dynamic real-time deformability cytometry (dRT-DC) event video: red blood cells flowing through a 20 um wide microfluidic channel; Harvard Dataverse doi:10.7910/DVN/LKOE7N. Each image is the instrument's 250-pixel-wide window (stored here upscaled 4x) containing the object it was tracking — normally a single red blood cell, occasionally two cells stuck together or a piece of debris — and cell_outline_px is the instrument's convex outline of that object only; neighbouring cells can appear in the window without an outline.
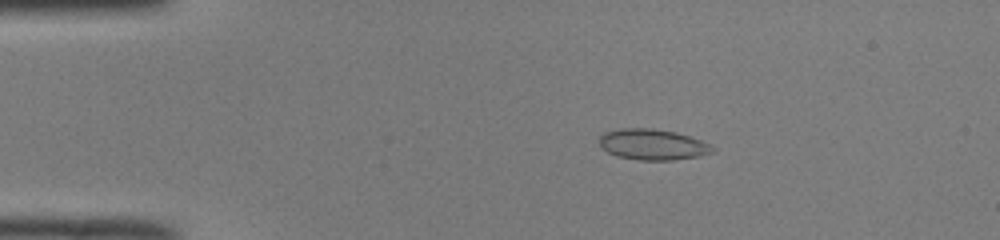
{"species": "common noctule bat (a hibernating species)", "species_latin": "Nyctalus noctula", "temperature_condition": "room temperature", "stored_images_in_passage": 51, "camera_frame_rate_fps": 3000, "um_per_image_px": 0.085, "animal": {"sex": "male", "body_mass_g": 19.0, "forearm_length_mm": 50.8}, "frame": {"image": 1, "passage_image": 10, "time_ms": 3.0, "image_size_px": [1000, 240], "cell_outline_px": [[716, 148], [712, 152], [696, 156], [672, 160], [640, 160], [616, 156], [608, 152], [600, 144], [600, 136], [604, 132], [624, 128], [652, 128], [676, 132], [712, 144]], "centroid_in_image_um": [55.48, 12.28], "position_along_channel_um": 29.5, "area_um2": 20.17}}
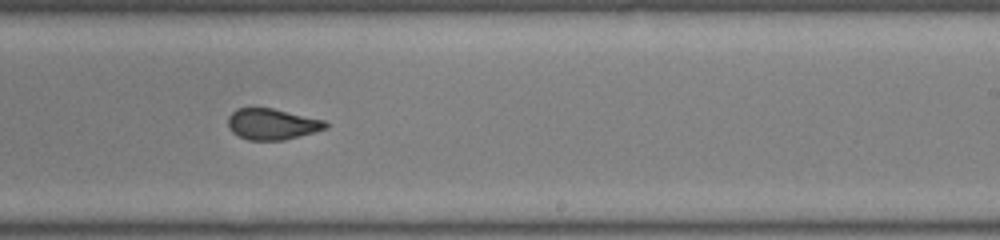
{"frame": {"image": 2, "passage_image": 32, "time_ms": 10.333, "image_size_px": [1000, 240], "cell_outline_px": [[328, 128], [284, 140], [248, 140], [232, 132], [228, 128], [228, 116], [236, 108], [272, 108], [324, 120], [328, 124]], "centroid_in_image_um": [23.11, 10.55], "position_along_channel_um": 265.9, "area_um2": 17.57}}
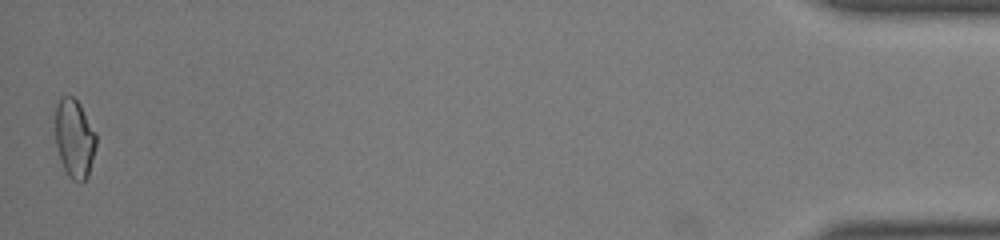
{"frame": {"image": 3, "passage_image": 51, "time_ms": 16.667, "image_size_px": [1000, 240], "cell_outline_px": [[96, 144], [88, 176], [80, 184], [72, 180], [68, 176], [60, 160], [56, 144], [56, 104], [60, 96], [72, 96], [80, 104], [96, 132]], "centroid_in_image_um": [6.33, 11.78], "position_along_channel_um": 428.9, "area_um2": 18.79}, "authors_computed_cell_mechanics": {"area_um2": 18.4382, "velocity_mm_per_s": 4.0113, "shape_relaxation_time_tau1_ms": null, "shape_relaxation_time_tau2_ms": 0.8272, "deformation_change_tau1": null, "deformation_change_tau2": 0.0483}}